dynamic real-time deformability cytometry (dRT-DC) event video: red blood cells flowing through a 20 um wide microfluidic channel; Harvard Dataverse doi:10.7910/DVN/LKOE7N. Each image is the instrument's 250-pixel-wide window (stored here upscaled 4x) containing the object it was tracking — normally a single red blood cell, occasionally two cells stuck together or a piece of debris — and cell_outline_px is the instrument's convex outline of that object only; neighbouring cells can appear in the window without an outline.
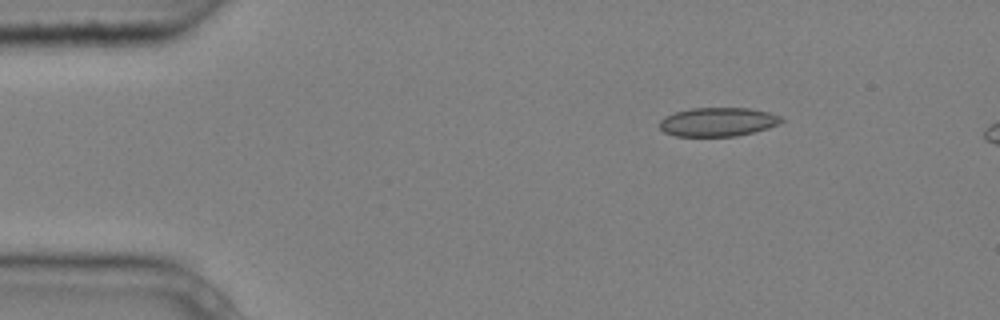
{"species": "common noctule bat (a hibernating species)", "species_latin": "Nyctalus noctula", "temperature_condition": "cold", "stored_images_in_passage": 6, "segment_of_instrument_passage": [1, 2], "camera_frame_rate_fps": 3000, "um_per_image_px": 0.085, "animal": {"sex": "male", "body_mass_g": 20.4}, "frame": {"image": 1, "passage_image": 3, "time_ms": 0.667, "image_size_px": [1000, 320], "cell_outline_px": [[784, 120], [780, 124], [768, 128], [736, 136], [676, 136], [664, 132], [660, 128], [660, 120], [664, 116], [676, 112], [692, 108], [748, 108], [768, 112], [780, 116]], "centroid_in_image_um": [61.02, 10.36], "position_along_channel_um": 24.0, "area_um2": 20.4}}